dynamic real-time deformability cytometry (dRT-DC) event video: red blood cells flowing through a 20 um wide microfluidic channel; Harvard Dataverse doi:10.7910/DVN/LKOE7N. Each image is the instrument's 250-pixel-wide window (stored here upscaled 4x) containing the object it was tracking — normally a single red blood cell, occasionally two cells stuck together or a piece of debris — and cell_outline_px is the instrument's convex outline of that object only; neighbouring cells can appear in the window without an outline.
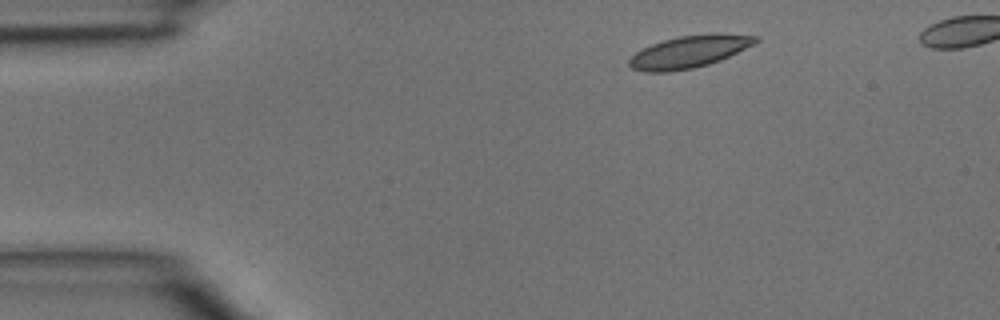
{"species": "common noctule bat (a hibernating species)", "species_latin": "Nyctalus noctula", "temperature_condition": "room temperature", "stored_images_in_passage": 5, "segment_of_instrument_passage": [2, 2], "camera_frame_rate_fps": 3000, "um_per_image_px": 0.085, "animal": {"sex": "male", "body_mass_g": 15.6}, "frame": {"image": 1, "passage_image": 5, "time_ms": 1.333, "image_size_px": [1000, 320], "cell_outline_px": [[760, 40], [720, 60], [708, 64], [692, 68], [668, 72], [644, 72], [632, 68], [628, 64], [628, 60], [636, 52], [652, 44], [676, 36], [716, 32], [720, 32], [760, 36]], "centroid_in_image_um": [58.59, 4.37], "position_along_channel_um": 26.4, "area_um2": 23.76}}